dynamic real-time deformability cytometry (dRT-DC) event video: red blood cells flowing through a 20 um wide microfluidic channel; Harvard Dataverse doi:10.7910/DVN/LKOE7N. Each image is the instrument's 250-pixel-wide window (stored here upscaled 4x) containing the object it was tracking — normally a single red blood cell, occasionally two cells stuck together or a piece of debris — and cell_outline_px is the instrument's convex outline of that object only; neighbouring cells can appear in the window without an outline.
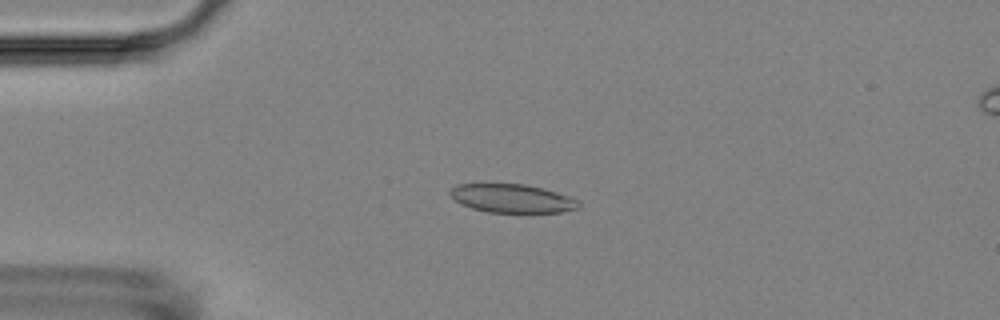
{"species": "Egyptian fruit bat (a non-hibernating species)", "species_latin": "Rousettus aegyptiacus", "temperature_condition": "room temperature", "stored_images_in_passage": 28, "camera_frame_rate_fps": 3000, "um_per_image_px": 0.085, "animal": {"sex": "female"}, "frame": {"image": 1, "passage_image": 13, "time_ms": 4.0, "image_size_px": [1000, 320], "cell_outline_px": [[580, 208], [564, 212], [488, 212], [472, 208], [460, 204], [448, 192], [456, 184], [524, 184], [544, 188], [572, 196], [580, 204]], "centroid_in_image_um": [43.57, 16.86], "position_along_channel_um": 41.4, "area_um2": 21.44}}
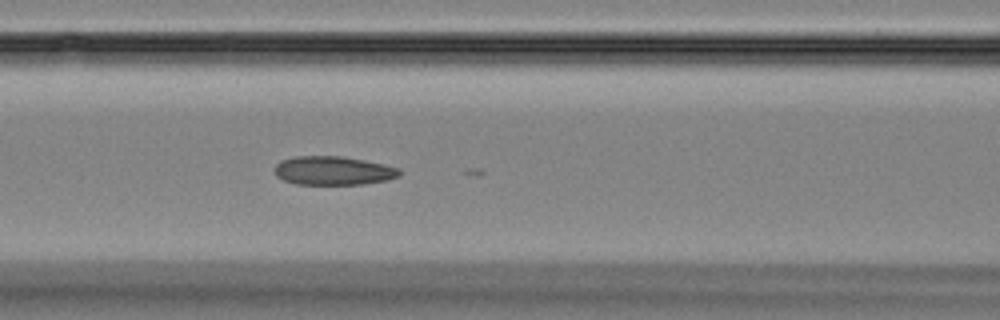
{"frame": {"image": 2, "passage_image": 23, "time_ms": 7.333, "image_size_px": [1000, 320], "cell_outline_px": [[400, 176], [388, 180], [364, 184], [296, 184], [284, 180], [276, 176], [276, 164], [280, 160], [296, 156], [340, 156], [364, 160], [384, 164], [400, 168]], "centroid_in_image_um": [28.35, 14.5], "position_along_channel_um": 138.3, "area_um2": 20.92}}
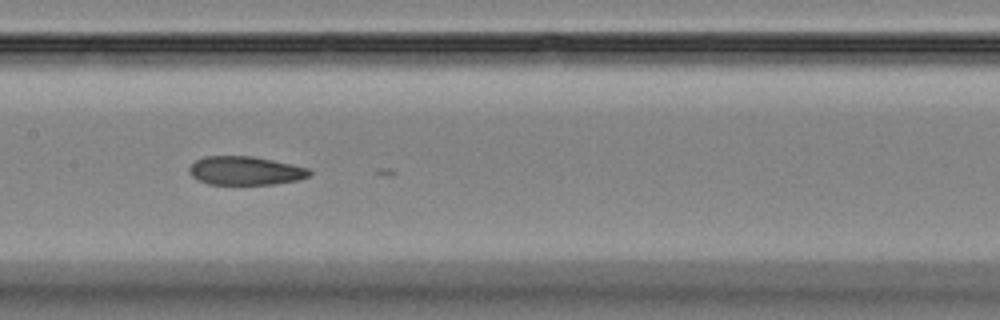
{"frame": {"image": 3, "passage_image": 27, "time_ms": 8.667, "image_size_px": [1000, 320], "cell_outline_px": [[312, 172], [308, 176], [296, 180], [272, 184], [208, 184], [196, 180], [188, 172], [188, 168], [196, 160], [204, 156], [252, 156], [292, 164], [308, 168]], "centroid_in_image_um": [20.8, 14.5], "position_along_channel_um": 186.6, "area_um2": 20.0}}